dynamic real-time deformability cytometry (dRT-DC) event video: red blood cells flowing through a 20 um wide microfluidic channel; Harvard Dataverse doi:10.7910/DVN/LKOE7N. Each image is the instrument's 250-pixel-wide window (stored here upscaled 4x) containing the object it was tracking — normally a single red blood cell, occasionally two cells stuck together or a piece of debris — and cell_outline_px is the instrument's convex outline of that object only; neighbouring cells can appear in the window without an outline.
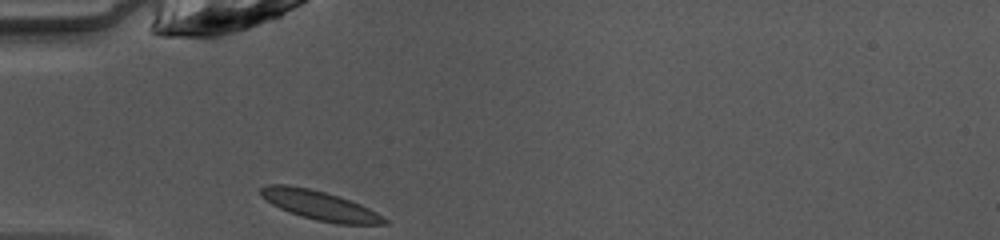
{"species": "common noctule bat (a hibernating species)", "species_latin": "Nyctalus noctula", "temperature_condition": "warm", "stored_images_in_passage": 29, "camera_frame_rate_fps": 3000, "um_per_image_px": 0.085, "animal": {"sex": "female", "body_mass_g": 10.0, "forearm_length_mm": 53.1}, "frame": {"image": 1, "passage_image": 1, "time_ms": 0.0, "image_size_px": [1000, 240], "cell_outline_px": [[388, 224], [336, 224], [316, 220], [300, 216], [288, 212], [272, 204], [260, 196], [260, 188], [268, 184], [288, 184], [308, 188], [324, 192], [360, 204], [376, 212], [388, 220]], "centroid_in_image_um": [27.14, 17.46], "position_along_channel_um": 57.9, "area_um2": 20.92}}
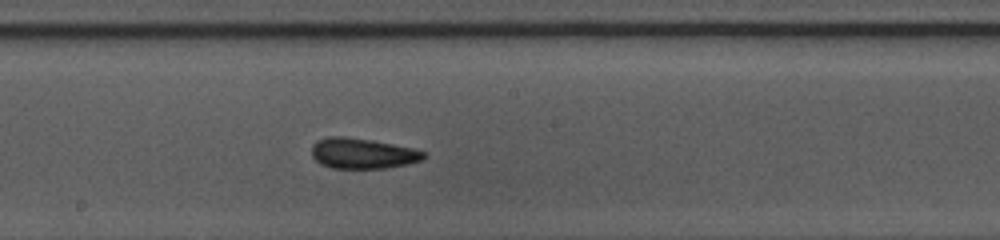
{"frame": {"image": 2, "passage_image": 13, "time_ms": 4.0, "image_size_px": [1000, 240], "cell_outline_px": [[428, 156], [424, 160], [408, 164], [388, 168], [332, 168], [320, 164], [312, 156], [312, 144], [316, 140], [328, 136], [344, 136], [368, 140], [412, 148], [428, 152]], "centroid_in_image_um": [30.84, 13.05], "position_along_channel_um": 217.4, "area_um2": 20.06}}
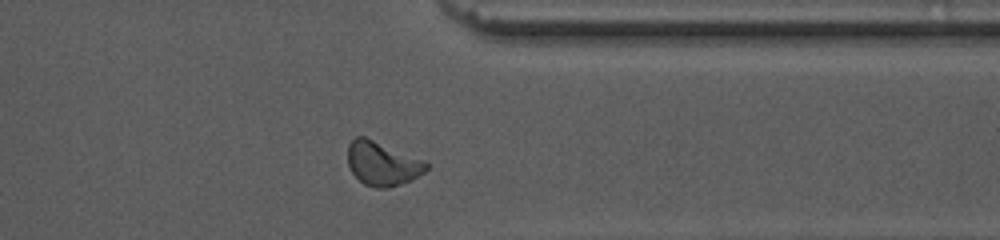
{"frame": {"image": 3, "passage_image": 25, "time_ms": 8.0, "image_size_px": [1000, 240], "cell_outline_px": [[428, 168], [424, 172], [412, 180], [400, 184], [384, 188], [376, 188], [364, 184], [352, 172], [348, 164], [348, 144], [356, 136], [364, 136], [420, 160], [428, 164]], "centroid_in_image_um": [32.45, 13.92], "position_along_channel_um": 378.9, "area_um2": 19.54}, "authors_computed_cell_mechanics": {"area_um2": 19.4786, "velocity_mm_per_s": 4.1173, "shape_relaxation_time_tau1_ms": 4.6102, "shape_relaxation_time_tau2_ms": 3.3735, "deformation_change_tau1": 0.147, "deformation_change_tau2": 0.0692}}